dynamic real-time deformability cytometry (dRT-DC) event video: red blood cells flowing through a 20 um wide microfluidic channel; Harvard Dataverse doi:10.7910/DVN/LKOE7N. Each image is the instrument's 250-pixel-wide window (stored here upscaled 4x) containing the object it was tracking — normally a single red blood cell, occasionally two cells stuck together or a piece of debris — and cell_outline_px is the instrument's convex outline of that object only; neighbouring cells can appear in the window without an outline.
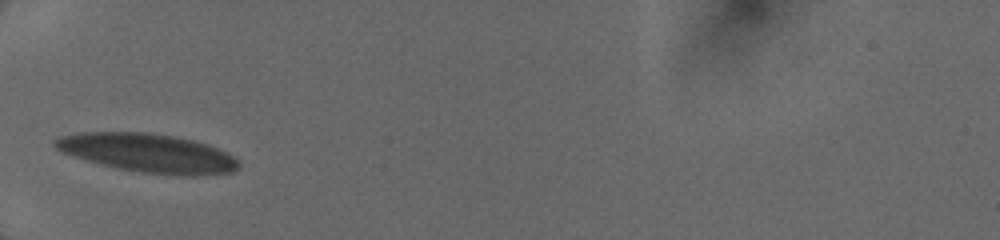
{"species": "human", "species_latin": "Homo sapiens", "temperature_condition": "cold", "stored_images_in_passage": 47, "camera_frame_rate_fps": 3000, "um_per_image_px": 0.085, "donor": {"sex": "female"}, "frame": {"image": 1, "passage_image": 1, "time_ms": 0.0, "image_size_px": [1000, 240], "cell_outline_px": [[240, 168], [232, 172], [192, 176], [184, 176], [140, 172], [120, 168], [88, 160], [64, 152], [56, 148], [52, 144], [52, 140], [60, 136], [80, 132], [148, 132], [172, 136], [192, 140], [208, 144], [232, 156], [240, 164]], "centroid_in_image_um": [12.58, 13.0], "position_along_channel_um": 72.4, "area_um2": 40.98}}
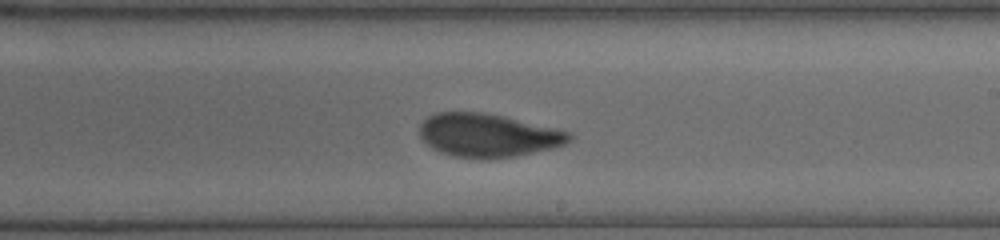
{"frame": {"image": 2, "passage_image": 21, "time_ms": 4.333, "image_size_px": [1000, 240], "cell_outline_px": [[572, 140], [556, 148], [516, 156], [488, 160], [484, 160], [452, 156], [440, 152], [432, 148], [420, 136], [420, 124], [428, 116], [436, 112], [476, 112], [500, 116], [572, 132]], "centroid_in_image_um": [41.48, 11.53], "position_along_channel_um": 247.5, "area_um2": 37.86}}
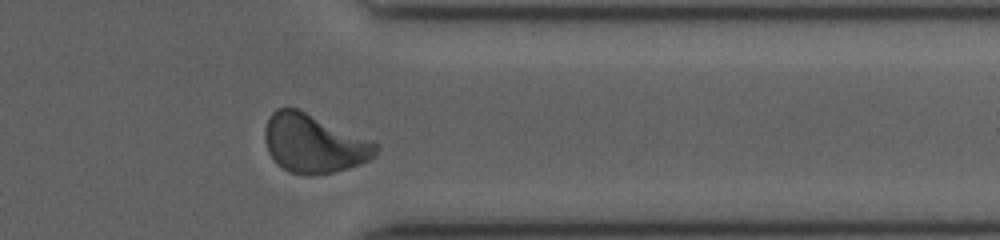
{"frame": {"image": 3, "passage_image": 40, "time_ms": 7.667, "image_size_px": [1000, 240], "cell_outline_px": [[380, 148], [376, 156], [360, 164], [348, 168], [332, 172], [312, 176], [304, 176], [288, 172], [268, 152], [264, 140], [264, 128], [272, 112], [276, 108], [296, 108], [380, 144]], "centroid_in_image_um": [26.68, 12.22], "position_along_channel_um": 384.7, "area_um2": 37.8}}